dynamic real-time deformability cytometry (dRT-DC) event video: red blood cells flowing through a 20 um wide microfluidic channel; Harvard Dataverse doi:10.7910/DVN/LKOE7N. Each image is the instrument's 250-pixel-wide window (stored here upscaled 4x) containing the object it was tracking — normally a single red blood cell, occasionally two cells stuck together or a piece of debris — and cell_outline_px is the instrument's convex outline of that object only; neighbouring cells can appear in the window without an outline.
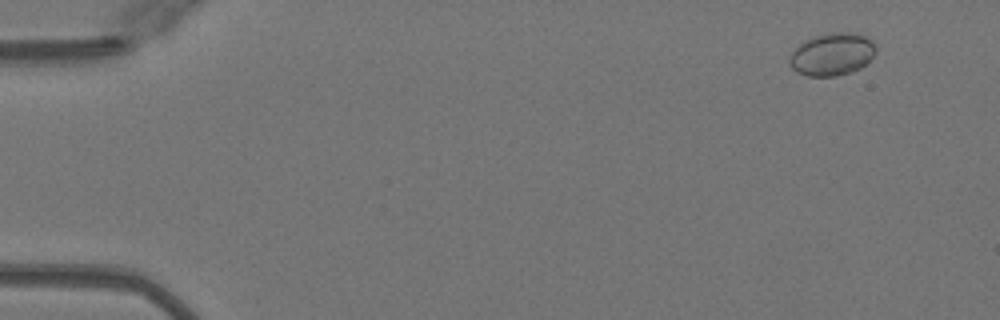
{"species": "Egyptian fruit bat (a non-hibernating species)", "species_latin": "Rousettus aegyptiacus", "temperature_condition": "warm", "stored_images_in_passage": 52, "camera_frame_rate_fps": 3000, "um_per_image_px": 0.085, "animal": {"sex": "female"}, "frame": {"image": 1, "passage_image": 5, "time_ms": 1.333, "image_size_px": [1000, 320], "cell_outline_px": [[876, 52], [860, 68], [852, 72], [836, 76], [808, 76], [796, 72], [788, 64], [788, 60], [792, 52], [804, 40], [816, 36], [836, 32], [848, 32], [864, 36], [872, 40], [876, 48]], "centroid_in_image_um": [70.7, 4.63], "position_along_channel_um": 14.3, "area_um2": 21.27}}
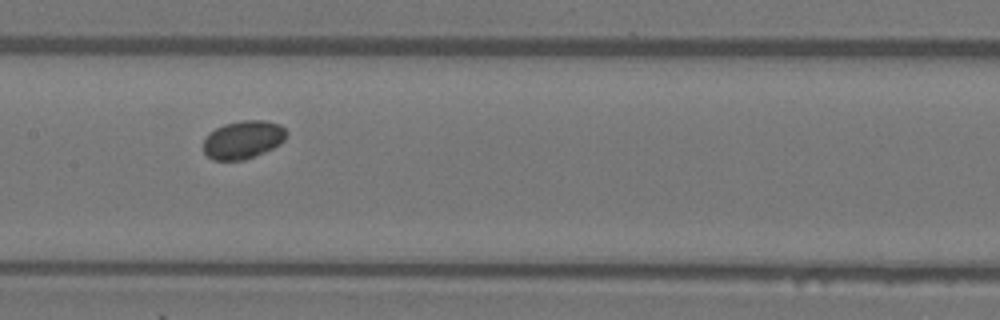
{"frame": {"image": 2, "passage_image": 27, "time_ms": 8.667, "image_size_px": [1000, 320], "cell_outline_px": [[288, 132], [284, 140], [280, 144], [264, 152], [244, 160], [212, 160], [204, 152], [204, 140], [216, 128], [224, 124], [240, 120], [264, 120], [280, 124]], "centroid_in_image_um": [20.69, 11.87], "position_along_channel_um": 186.7, "area_um2": 18.38}}
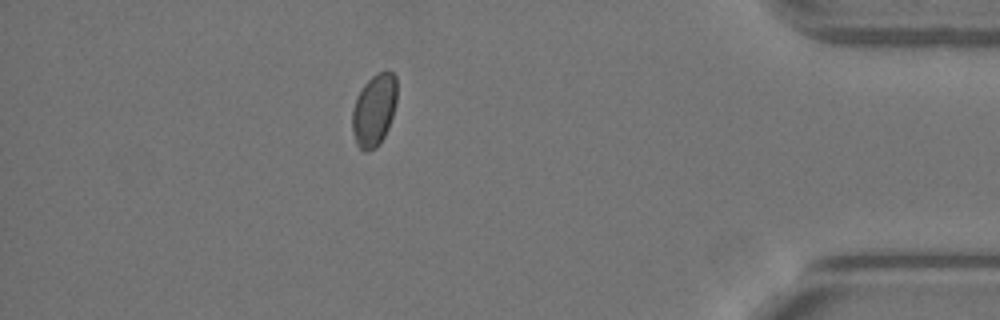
{"frame": {"image": 3, "passage_image": 46, "time_ms": 15.0, "image_size_px": [1000, 320], "cell_outline_px": [[396, 100], [392, 116], [388, 128], [380, 144], [376, 148], [368, 152], [364, 152], [356, 144], [352, 132], [352, 108], [356, 96], [364, 84], [376, 72], [392, 72], [396, 76]], "centroid_in_image_um": [31.77, 9.38], "position_along_channel_um": 403.4, "area_um2": 18.96}}